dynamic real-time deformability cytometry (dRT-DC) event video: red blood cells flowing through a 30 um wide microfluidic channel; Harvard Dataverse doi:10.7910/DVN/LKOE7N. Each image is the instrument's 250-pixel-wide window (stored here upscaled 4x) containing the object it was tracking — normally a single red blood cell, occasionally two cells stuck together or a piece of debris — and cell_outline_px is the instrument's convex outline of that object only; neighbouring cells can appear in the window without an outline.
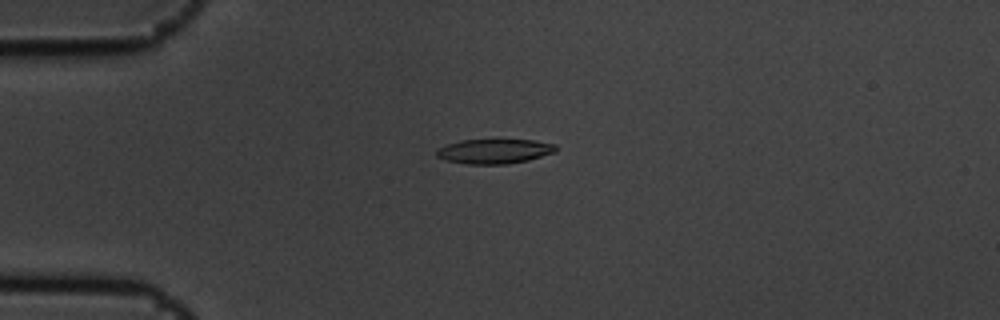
{"species": "common noctule bat (a hibernating species)", "species_latin": "Nyctalus noctula", "temperature_condition": "cold", "stored_images_in_passage": 8, "camera_frame_rate_fps": 3000, "um_per_image_px": 0.085, "animal": {"sex": "male", "body_mass_g": 19.5, "forearm_length_mm": 54.6}, "frame": {"image": 1, "passage_image": 4, "time_ms": 1.0, "image_size_px": [1000, 320], "cell_outline_px": [[556, 152], [528, 160], [504, 164], [468, 164], [444, 160], [436, 156], [436, 148], [460, 140], [532, 140], [556, 144]], "centroid_in_image_um": [41.99, 12.86], "position_along_channel_um": 43.0, "area_um2": 17.11}}
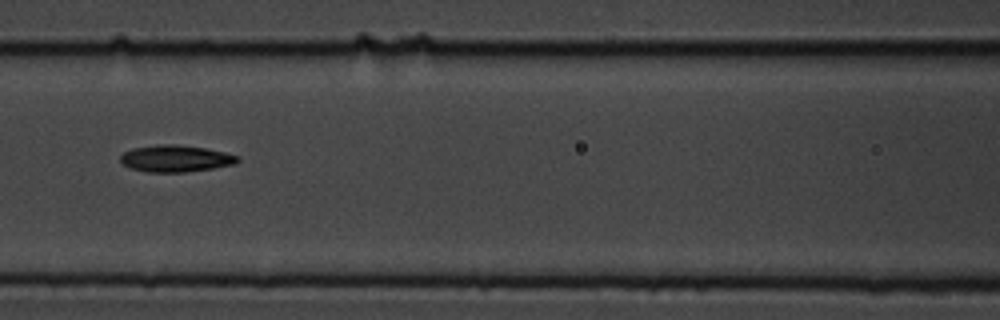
{"frame": {"image": 2, "passage_image": 7, "time_ms": 2.0, "image_size_px": [1000, 320], "cell_outline_px": [[240, 160], [236, 164], [212, 168], [184, 172], [148, 172], [132, 168], [124, 164], [120, 160], [120, 156], [124, 152], [132, 148], [156, 144], [172, 144], [204, 148], [224, 152], [240, 156]], "centroid_in_image_um": [14.94, 13.47], "position_along_channel_um": 151.7, "area_um2": 18.21}}
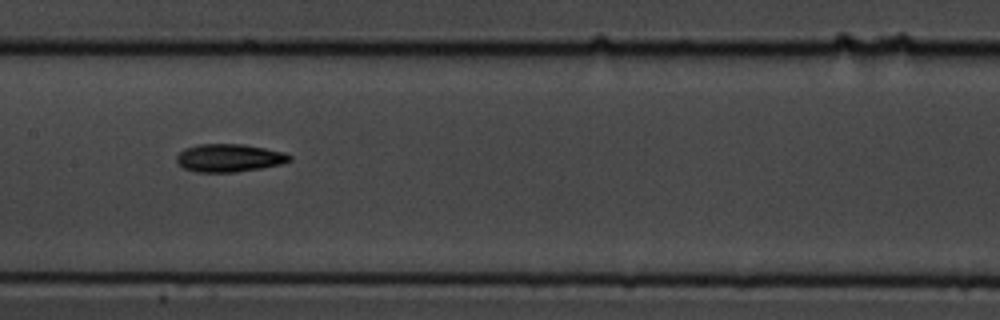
{"frame": {"image": 3, "passage_image": 8, "time_ms": 2.333, "image_size_px": [1000, 320], "cell_outline_px": [[292, 160], [284, 164], [236, 172], [196, 172], [184, 168], [176, 160], [176, 156], [184, 148], [200, 144], [244, 144], [284, 152], [292, 156]], "centroid_in_image_um": [19.51, 13.42], "position_along_channel_um": 187.9, "area_um2": 18.44}}